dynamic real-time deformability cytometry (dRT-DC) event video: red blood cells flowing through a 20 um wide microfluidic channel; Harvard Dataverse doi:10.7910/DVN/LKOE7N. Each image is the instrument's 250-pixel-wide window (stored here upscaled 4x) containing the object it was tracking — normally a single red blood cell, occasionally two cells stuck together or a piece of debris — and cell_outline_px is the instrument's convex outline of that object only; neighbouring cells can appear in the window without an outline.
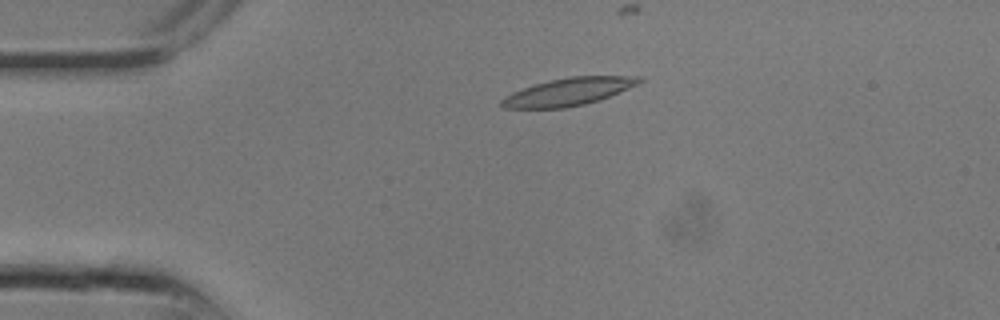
{"species": "common noctule bat (a hibernating species)", "species_latin": "Nyctalus noctula", "temperature_condition": "room temperature", "stored_images_in_passage": 6, "camera_frame_rate_fps": 3000, "um_per_image_px": 0.085, "animal": {"sex": "male", "body_mass_g": 13.3}, "frame": {"image": 1, "passage_image": 3, "time_ms": 0.667, "image_size_px": [1000, 320], "cell_outline_px": [[644, 80], [640, 84], [600, 100], [584, 104], [564, 108], [504, 108], [500, 104], [500, 100], [504, 96], [512, 92], [548, 80], [568, 76], [644, 76]], "centroid_in_image_um": [48.36, 7.79], "position_along_channel_um": 36.6, "area_um2": 22.31}}